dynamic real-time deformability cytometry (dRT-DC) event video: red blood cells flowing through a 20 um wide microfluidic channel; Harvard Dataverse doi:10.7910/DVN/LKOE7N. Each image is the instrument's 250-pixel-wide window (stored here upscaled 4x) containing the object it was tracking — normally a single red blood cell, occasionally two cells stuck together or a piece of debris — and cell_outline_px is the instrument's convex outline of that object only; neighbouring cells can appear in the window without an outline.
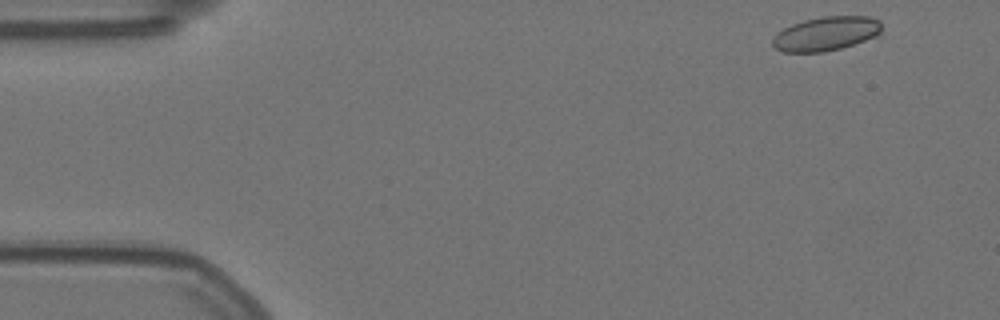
{"species": "Egyptian fruit bat (a non-hibernating species)", "species_latin": "Rousettus aegyptiacus", "temperature_condition": "warm", "stored_images_in_passage": 7, "camera_frame_rate_fps": 3000, "um_per_image_px": 0.085, "animal": {"sex": "female"}, "frame": {"image": 1, "passage_image": 1, "time_ms": 0.0, "image_size_px": [1000, 320], "cell_outline_px": [[880, 36], [840, 48], [824, 52], [784, 52], [776, 48], [772, 44], [772, 36], [776, 32], [792, 24], [804, 20], [824, 16], [868, 16], [880, 20]], "centroid_in_image_um": [70.21, 2.86], "position_along_channel_um": 14.8, "area_um2": 21.79}}